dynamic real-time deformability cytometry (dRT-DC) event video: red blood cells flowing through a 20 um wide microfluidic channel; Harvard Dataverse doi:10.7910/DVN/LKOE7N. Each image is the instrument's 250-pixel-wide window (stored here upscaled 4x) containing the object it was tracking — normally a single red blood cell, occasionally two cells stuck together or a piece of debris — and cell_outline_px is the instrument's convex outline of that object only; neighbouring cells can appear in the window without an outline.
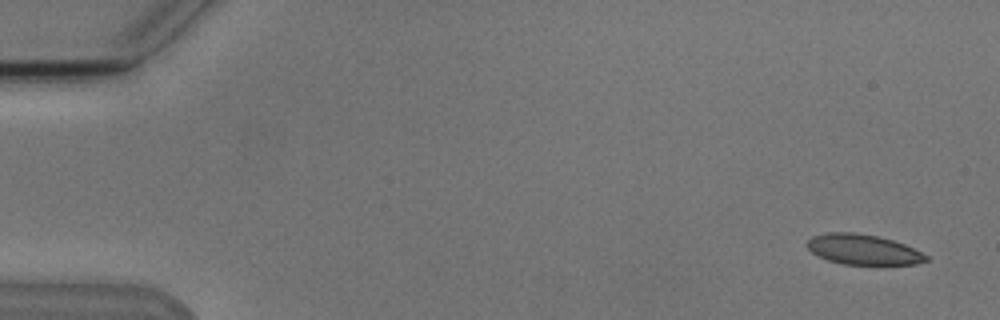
{"species": "Egyptian fruit bat (a non-hibernating species)", "species_latin": "Rousettus aegyptiacus", "temperature_condition": "cold", "stored_images_in_passage": 5, "camera_frame_rate_fps": 3000, "um_per_image_px": 0.085, "animal": {"sex": "male"}, "frame": {"image": 1, "passage_image": 1, "time_ms": 0.0, "image_size_px": [1000, 320], "cell_outline_px": [[928, 260], [916, 264], [844, 264], [828, 260], [816, 256], [808, 248], [808, 240], [812, 236], [828, 232], [852, 232], [880, 236], [904, 244], [928, 256]], "centroid_in_image_um": [73.34, 21.2], "position_along_channel_um": 11.7, "area_um2": 20.81}}